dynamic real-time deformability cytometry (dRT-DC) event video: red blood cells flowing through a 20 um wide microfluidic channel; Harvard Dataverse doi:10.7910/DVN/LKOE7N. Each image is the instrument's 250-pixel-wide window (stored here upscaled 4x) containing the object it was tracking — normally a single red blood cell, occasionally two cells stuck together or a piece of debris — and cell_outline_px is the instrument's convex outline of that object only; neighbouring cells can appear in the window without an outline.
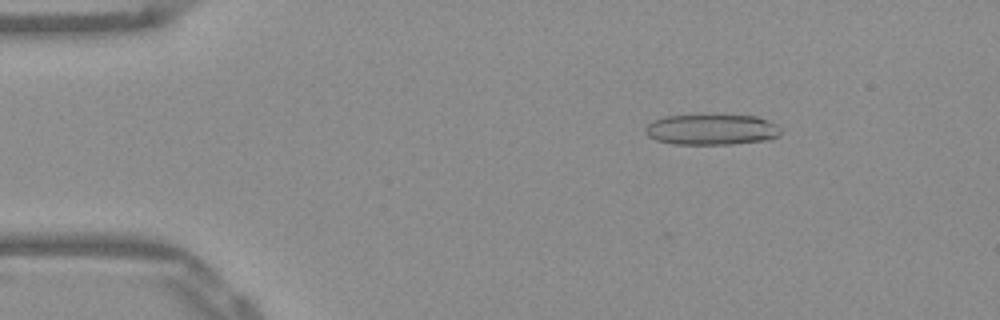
{"species": "Egyptian fruit bat (a non-hibernating species)", "species_latin": "Rousettus aegyptiacus", "temperature_condition": "warm", "stored_images_in_passage": 52, "camera_frame_rate_fps": 3000, "um_per_image_px": 0.085, "frame": {"image": 1, "passage_image": 8, "time_ms": 2.333, "image_size_px": [1000, 320], "cell_outline_px": [[780, 136], [768, 140], [732, 144], [672, 144], [656, 140], [648, 136], [644, 132], [644, 128], [652, 120], [664, 116], [756, 116], [768, 120], [776, 124], [780, 128]], "centroid_in_image_um": [60.47, 11.03], "position_along_channel_um": 24.5, "area_um2": 24.16}}
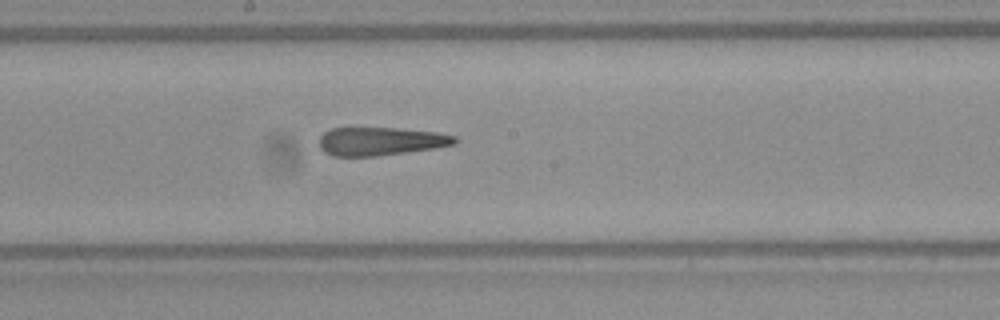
{"frame": {"image": 2, "passage_image": 28, "time_ms": 9.0, "image_size_px": [1000, 320], "cell_outline_px": [[460, 140], [456, 144], [432, 148], [376, 156], [332, 156], [324, 152], [320, 148], [320, 136], [324, 132], [332, 128], [348, 124], [400, 128], [436, 132], [456, 136]], "centroid_in_image_um": [32.28, 11.95], "position_along_channel_um": 215.9, "area_um2": 23.29}}
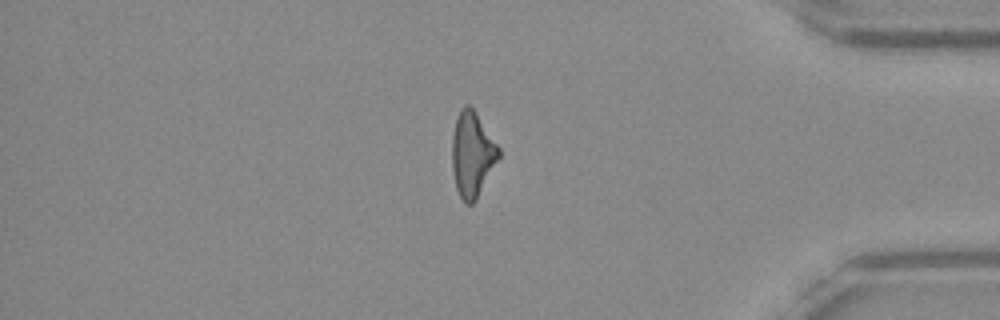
{"frame": {"image": 3, "passage_image": 44, "time_ms": 14.333, "image_size_px": [1000, 320], "cell_outline_px": [[500, 156], [476, 200], [472, 204], [468, 204], [460, 196], [456, 188], [452, 172], [452, 136], [456, 120], [460, 108], [464, 104], [468, 104], [472, 108], [500, 148]], "centroid_in_image_um": [40.13, 13.12], "position_along_channel_um": 395.1, "area_um2": 22.89}, "authors_computed_cell_mechanics": {"area_um2": 23.8714, "velocity_mm_per_s": 3.916, "shape_relaxation_time_tau1_ms": 9.2169, "shape_relaxation_time_tau2_ms": 2.0072, "deformation_change_tau1": 0.2719, "deformation_change_tau2": 0.1571}}